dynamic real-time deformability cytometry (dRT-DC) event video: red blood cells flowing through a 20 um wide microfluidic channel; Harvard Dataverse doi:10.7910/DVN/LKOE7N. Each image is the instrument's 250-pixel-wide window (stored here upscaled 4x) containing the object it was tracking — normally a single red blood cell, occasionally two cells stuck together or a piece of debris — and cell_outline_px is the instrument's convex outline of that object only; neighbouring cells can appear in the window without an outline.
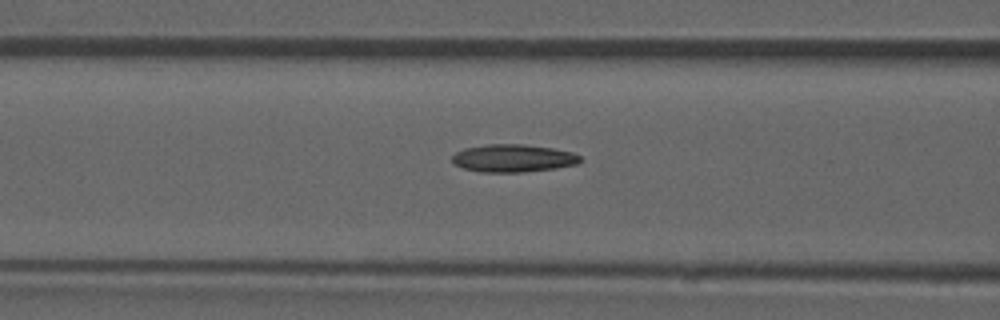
{"species": "common noctule bat (a hibernating species)", "species_latin": "Nyctalus noctula", "temperature_condition": "room temperature", "stored_images_in_passage": 38, "camera_frame_rate_fps": 3000, "um_per_image_px": 0.085, "animal": {"sex": "male", "forearm_length_mm": 52.5}, "frame": {"image": 1, "passage_image": 7, "time_ms": 2.0, "image_size_px": [1000, 320], "cell_outline_px": [[584, 160], [580, 164], [556, 168], [524, 172], [480, 172], [464, 168], [456, 164], [452, 160], [452, 156], [456, 152], [464, 148], [488, 144], [524, 144], [552, 148], [572, 152], [580, 156]], "centroid_in_image_um": [43.67, 13.45], "position_along_channel_um": 122.9, "area_um2": 20.81}, "authors_computed_cell_mechanics": {"area_um2": 19.7387, "velocity_mm_per_s": 3.9189, "shape_relaxation_time_tau1_ms": 8.8155, "shape_relaxation_time_tau2_ms": 6.4618, "deformation_change_tau1": 0.2175, "deformation_change_tau2": 0.1612}}